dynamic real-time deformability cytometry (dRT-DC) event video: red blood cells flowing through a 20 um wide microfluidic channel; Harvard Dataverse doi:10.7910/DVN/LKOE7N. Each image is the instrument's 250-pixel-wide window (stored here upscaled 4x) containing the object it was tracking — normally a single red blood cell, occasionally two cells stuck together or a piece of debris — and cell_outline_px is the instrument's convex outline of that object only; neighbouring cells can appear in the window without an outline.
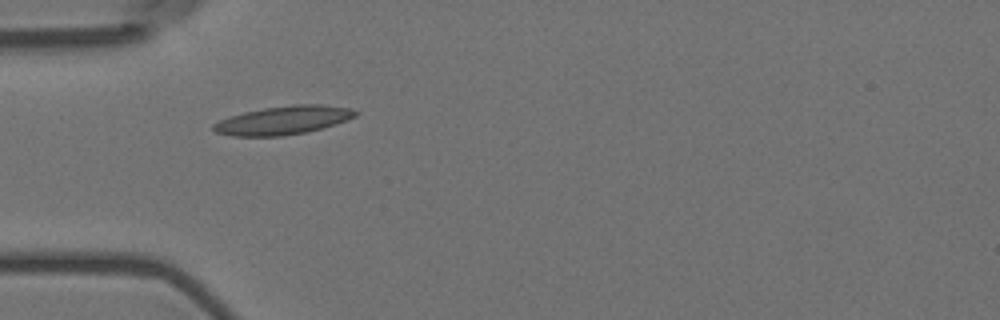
{"species": "Egyptian fruit bat (a non-hibernating species)", "species_latin": "Rousettus aegyptiacus", "temperature_condition": "room temperature", "stored_images_in_passage": 37, "camera_frame_rate_fps": 3000, "um_per_image_px": 0.085, "animal": {"sex": "female"}, "frame": {"image": 1, "passage_image": 1, "time_ms": 0.0, "image_size_px": [1000, 320], "cell_outline_px": [[360, 112], [356, 116], [348, 120], [336, 124], [308, 132], [280, 136], [232, 136], [216, 132], [212, 128], [212, 124], [220, 120], [244, 112], [264, 108], [292, 104], [320, 104], [348, 108]], "centroid_in_image_um": [24.1, 10.22], "position_along_channel_um": 60.9, "area_um2": 23.58}}
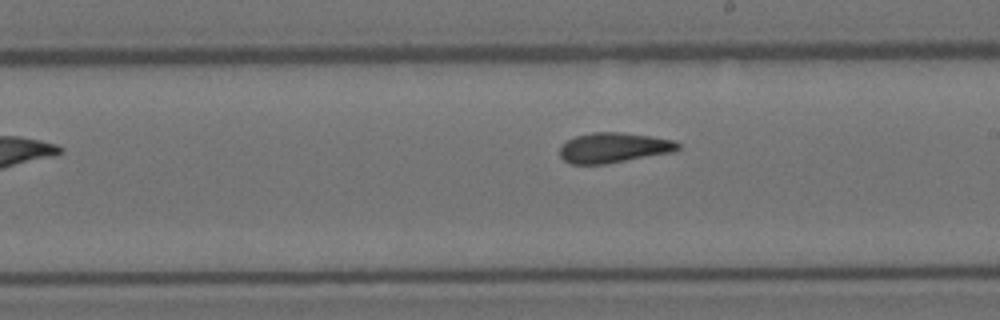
{"frame": {"image": 2, "passage_image": 16, "time_ms": 5.0, "image_size_px": [1000, 320], "cell_outline_px": [[680, 148], [672, 152], [604, 164], [572, 164], [564, 160], [560, 156], [560, 144], [576, 136], [592, 132], [620, 132], [676, 140], [680, 144]], "centroid_in_image_um": [52.15, 12.55], "position_along_channel_um": 236.9, "area_um2": 20.63}}
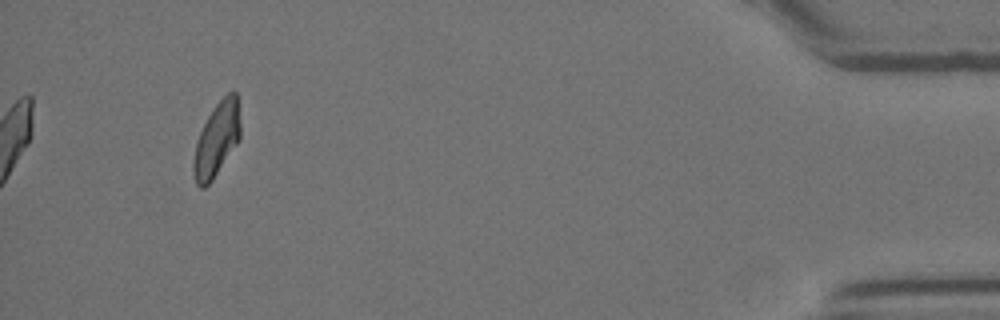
{"frame": {"image": 3, "passage_image": 37, "time_ms": 12.0, "image_size_px": [1000, 320], "cell_outline_px": [[240, 140], [212, 180], [204, 188], [200, 188], [196, 184], [192, 168], [192, 164], [196, 140], [208, 116], [216, 104], [228, 92], [236, 92], [240, 124]], "centroid_in_image_um": [18.41, 11.88], "position_along_channel_um": 416.8, "area_um2": 20.11}, "authors_computed_cell_mechanics": {"area_um2": 20.8658, "velocity_mm_per_s": 3.5634, "shape_relaxation_time_tau1_ms": 8.0455, "shape_relaxation_time_tau2_ms": 2.2484, "deformation_change_tau1": 0.2098, "deformation_change_tau2": 0.0904}}